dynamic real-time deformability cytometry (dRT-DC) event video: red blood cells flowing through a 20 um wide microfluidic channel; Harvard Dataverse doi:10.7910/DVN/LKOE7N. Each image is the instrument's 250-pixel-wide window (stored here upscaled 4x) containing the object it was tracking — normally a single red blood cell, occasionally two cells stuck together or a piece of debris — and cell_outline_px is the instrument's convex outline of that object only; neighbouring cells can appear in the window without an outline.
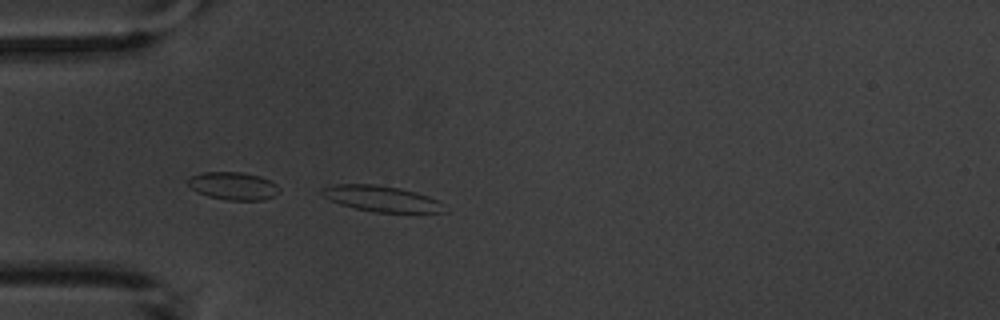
{"species": "common noctule bat (a hibernating species)", "species_latin": "Nyctalus noctula", "temperature_condition": "warm", "stored_images_in_passage": 4, "camera_frame_rate_fps": 3000, "um_per_image_px": 0.085, "animal": {"sex": "male", "body_mass_g": 20.1, "forearm_length_mm": 53.5}, "frame": {"image": 1, "passage_image": 4, "time_ms": 3.667, "image_size_px": [1000, 320], "cell_outline_px": [[448, 212], [372, 212], [340, 204], [324, 196], [320, 192], [320, 188], [336, 184], [372, 184], [400, 188], [416, 192], [440, 200], [444, 204]], "centroid_in_image_um": [32.47, 16.88], "position_along_channel_um": 52.5, "area_um2": 18.44}}